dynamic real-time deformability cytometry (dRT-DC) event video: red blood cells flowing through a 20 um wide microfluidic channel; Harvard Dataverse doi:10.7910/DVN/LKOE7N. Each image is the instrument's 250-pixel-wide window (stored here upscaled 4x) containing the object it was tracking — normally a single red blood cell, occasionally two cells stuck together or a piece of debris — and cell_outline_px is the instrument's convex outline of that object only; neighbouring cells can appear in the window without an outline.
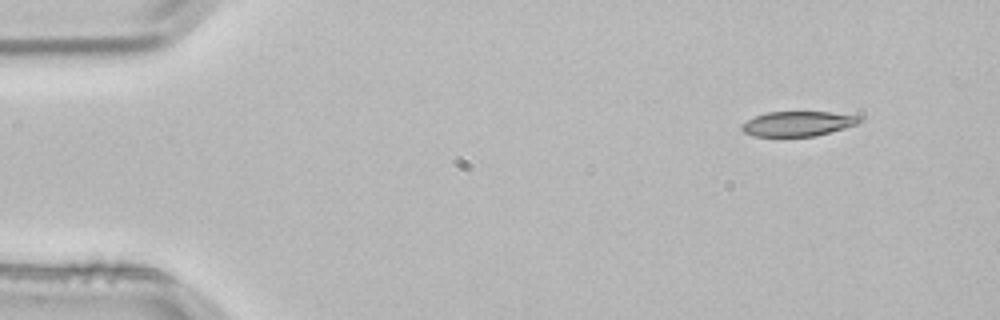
{"species": "common noctule bat (a hibernating species)", "species_latin": "Nyctalus noctula", "temperature_condition": "room temperature", "stored_images_in_passage": 3, "camera_frame_rate_fps": 3000, "um_per_image_px": 0.085, "animal": {"sex": "male", "body_mass_g": 21.5, "forearm_length_mm": 52.0}, "frame": {"image": 1, "passage_image": 1, "time_ms": 0.0, "image_size_px": [1000, 320], "cell_outline_px": [[864, 120], [856, 124], [844, 128], [816, 136], [752, 136], [744, 132], [740, 128], [740, 124], [756, 116], [768, 112], [828, 112], [864, 116]], "centroid_in_image_um": [67.84, 10.51], "position_along_channel_um": 17.2, "area_um2": 17.11}}